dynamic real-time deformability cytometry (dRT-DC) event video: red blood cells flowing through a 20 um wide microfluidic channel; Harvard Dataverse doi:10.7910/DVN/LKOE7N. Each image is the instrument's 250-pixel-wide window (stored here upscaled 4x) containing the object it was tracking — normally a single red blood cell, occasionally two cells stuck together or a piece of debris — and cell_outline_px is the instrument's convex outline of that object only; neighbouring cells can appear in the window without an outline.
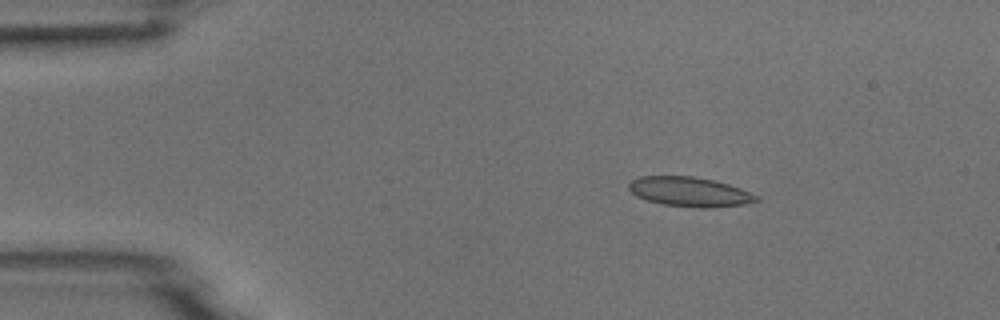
{"species": "common noctule bat (a hibernating species)", "species_latin": "Nyctalus noctula", "temperature_condition": "room temperature", "stored_images_in_passage": 4, "camera_frame_rate_fps": 3000, "um_per_image_px": 0.085, "animal": {"sex": "male", "body_mass_g": 18.8}, "frame": {"image": 1, "passage_image": 3, "time_ms": 2.333, "image_size_px": [1000, 320], "cell_outline_px": [[760, 200], [744, 204], [708, 208], [700, 208], [664, 204], [648, 200], [636, 196], [628, 188], [628, 184], [632, 180], [640, 176], [692, 176], [712, 180], [728, 184], [740, 188], [760, 196]], "centroid_in_image_um": [58.63, 16.3], "position_along_channel_um": 26.4, "area_um2": 21.85}}